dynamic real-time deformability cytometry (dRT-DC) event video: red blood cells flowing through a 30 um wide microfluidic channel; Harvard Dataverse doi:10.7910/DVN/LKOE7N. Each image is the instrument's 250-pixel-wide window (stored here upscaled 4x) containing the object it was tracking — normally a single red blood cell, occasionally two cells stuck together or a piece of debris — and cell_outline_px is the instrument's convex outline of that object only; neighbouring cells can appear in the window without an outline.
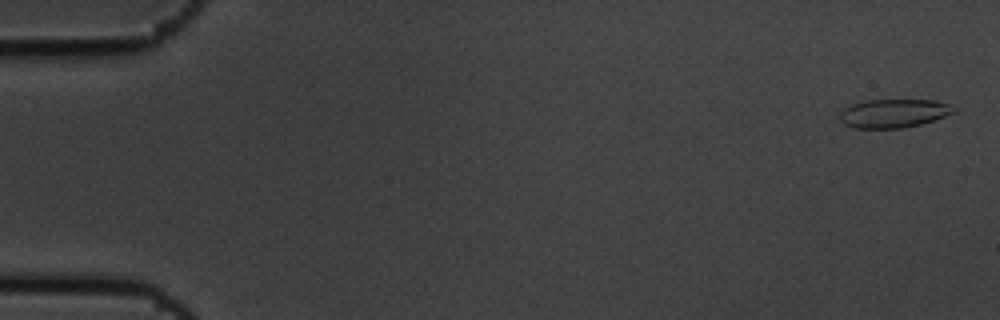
{"species": "common noctule bat (a hibernating species)", "species_latin": "Nyctalus noctula", "temperature_condition": "cold", "stored_images_in_passage": 5, "camera_frame_rate_fps": 3000, "um_per_image_px": 0.085, "animal": {"sex": "male", "body_mass_g": 19.5, "forearm_length_mm": 54.6}, "frame": {"image": 1, "passage_image": 1, "time_ms": 0.0, "image_size_px": [1000, 320], "cell_outline_px": [[956, 112], [920, 124], [900, 128], [852, 128], [844, 124], [840, 120], [840, 112], [844, 108], [852, 104], [864, 100], [932, 100], [948, 104], [956, 108]], "centroid_in_image_um": [75.92, 9.63], "position_along_channel_um": 9.1, "area_um2": 18.9}}